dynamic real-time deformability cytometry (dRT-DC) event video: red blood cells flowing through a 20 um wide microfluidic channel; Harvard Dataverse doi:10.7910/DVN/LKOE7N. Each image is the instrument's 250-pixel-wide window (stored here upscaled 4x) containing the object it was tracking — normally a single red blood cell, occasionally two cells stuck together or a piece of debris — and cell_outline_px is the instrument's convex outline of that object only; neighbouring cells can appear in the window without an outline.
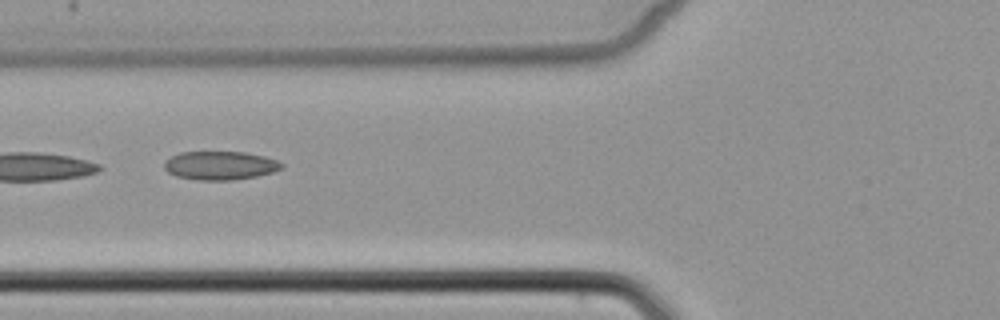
{"species": "common noctule bat (a hibernating species)", "species_latin": "Nyctalus noctula", "temperature_condition": "cold", "stored_images_in_passage": 7, "camera_frame_rate_fps": 3000, "um_per_image_px": 0.085, "animal": {"sex": "female", "body_mass_g": 22.7, "forearm_length_mm": 54.2}, "frame": {"image": 1, "passage_image": 4, "time_ms": 4.667, "image_size_px": [1000, 320], "cell_outline_px": [[284, 168], [272, 172], [256, 176], [232, 180], [196, 180], [176, 176], [168, 172], [164, 168], [164, 160], [180, 152], [244, 152], [264, 156], [276, 160], [284, 164]], "centroid_in_image_um": [18.7, 14.07], "position_along_channel_um": 107.1, "area_um2": 19.59}}
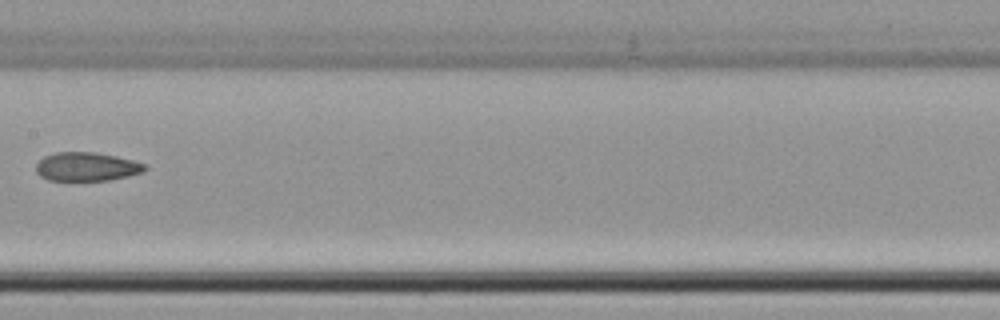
{"frame": {"image": 2, "passage_image": 6, "time_ms": 7.0, "image_size_px": [1000, 320], "cell_outline_px": [[148, 168], [144, 172], [128, 176], [108, 180], [48, 180], [40, 176], [36, 172], [36, 164], [44, 156], [56, 152], [96, 152], [116, 156], [132, 160], [144, 164]], "centroid_in_image_um": [7.36, 14.16], "position_along_channel_um": 200.0, "area_um2": 18.21}}
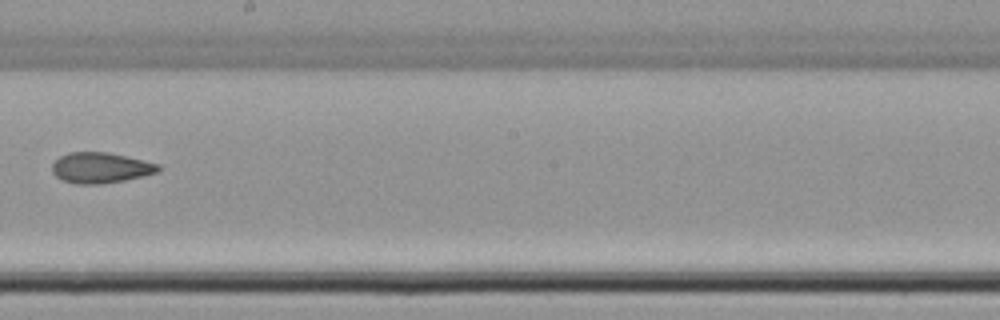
{"frame": {"image": 3, "passage_image": 7, "time_ms": 8.0, "image_size_px": [1000, 320], "cell_outline_px": [[160, 172], [144, 176], [104, 184], [76, 184], [64, 180], [56, 176], [52, 172], [52, 164], [60, 156], [68, 152], [108, 152], [160, 164]], "centroid_in_image_um": [8.57, 14.26], "position_along_channel_um": 239.6, "area_um2": 19.02}}